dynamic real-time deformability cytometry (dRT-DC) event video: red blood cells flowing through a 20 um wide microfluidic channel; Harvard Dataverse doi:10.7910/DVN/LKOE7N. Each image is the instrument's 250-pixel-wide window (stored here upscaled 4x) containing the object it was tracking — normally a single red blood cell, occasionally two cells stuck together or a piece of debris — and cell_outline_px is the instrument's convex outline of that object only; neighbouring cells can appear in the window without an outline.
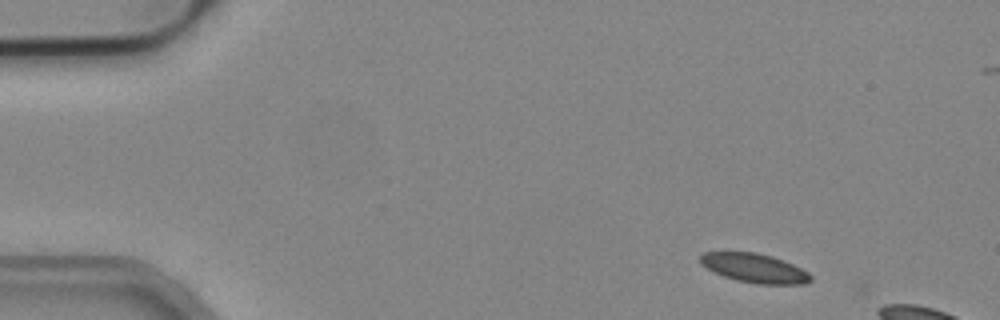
{"species": "common noctule bat (a hibernating species)", "species_latin": "Nyctalus noctula", "temperature_condition": "cold", "stored_images_in_passage": 2, "camera_frame_rate_fps": 3000, "um_per_image_px": 0.085, "animal": {"sex": "male", "body_mass_g": 19.2, "forearm_length_mm": 51.8}, "frame": {"image": 1, "passage_image": 1, "time_ms": 0.0, "image_size_px": [1000, 320], "cell_outline_px": [[812, 280], [804, 284], [756, 284], [736, 280], [724, 276], [700, 264], [700, 256], [704, 252], [756, 252], [772, 256], [784, 260], [808, 272], [812, 276]], "centroid_in_image_um": [64.15, 22.79], "position_along_channel_um": 20.9, "area_um2": 18.67}}